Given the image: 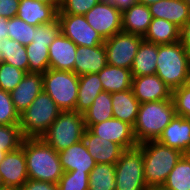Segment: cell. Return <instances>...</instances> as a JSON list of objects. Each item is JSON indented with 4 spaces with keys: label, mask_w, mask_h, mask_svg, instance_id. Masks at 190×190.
Returning <instances> with one entry per match:
<instances>
[{
    "label": "cell",
    "mask_w": 190,
    "mask_h": 190,
    "mask_svg": "<svg viewBox=\"0 0 190 190\" xmlns=\"http://www.w3.org/2000/svg\"><path fill=\"white\" fill-rule=\"evenodd\" d=\"M181 29L163 18H152L143 39L154 44H171L180 41Z\"/></svg>",
    "instance_id": "26"
},
{
    "label": "cell",
    "mask_w": 190,
    "mask_h": 190,
    "mask_svg": "<svg viewBox=\"0 0 190 190\" xmlns=\"http://www.w3.org/2000/svg\"><path fill=\"white\" fill-rule=\"evenodd\" d=\"M60 112L54 100L42 90L29 107L20 114L19 127L24 138H41Z\"/></svg>",
    "instance_id": "5"
},
{
    "label": "cell",
    "mask_w": 190,
    "mask_h": 190,
    "mask_svg": "<svg viewBox=\"0 0 190 190\" xmlns=\"http://www.w3.org/2000/svg\"><path fill=\"white\" fill-rule=\"evenodd\" d=\"M102 91L104 90L98 73L80 75L75 111L83 114Z\"/></svg>",
    "instance_id": "27"
},
{
    "label": "cell",
    "mask_w": 190,
    "mask_h": 190,
    "mask_svg": "<svg viewBox=\"0 0 190 190\" xmlns=\"http://www.w3.org/2000/svg\"><path fill=\"white\" fill-rule=\"evenodd\" d=\"M39 1L48 5H54L58 10L60 8V0H34Z\"/></svg>",
    "instance_id": "47"
},
{
    "label": "cell",
    "mask_w": 190,
    "mask_h": 190,
    "mask_svg": "<svg viewBox=\"0 0 190 190\" xmlns=\"http://www.w3.org/2000/svg\"><path fill=\"white\" fill-rule=\"evenodd\" d=\"M57 186L58 190H89V173L64 172Z\"/></svg>",
    "instance_id": "38"
},
{
    "label": "cell",
    "mask_w": 190,
    "mask_h": 190,
    "mask_svg": "<svg viewBox=\"0 0 190 190\" xmlns=\"http://www.w3.org/2000/svg\"><path fill=\"white\" fill-rule=\"evenodd\" d=\"M0 190H18V189L2 185L0 186Z\"/></svg>",
    "instance_id": "52"
},
{
    "label": "cell",
    "mask_w": 190,
    "mask_h": 190,
    "mask_svg": "<svg viewBox=\"0 0 190 190\" xmlns=\"http://www.w3.org/2000/svg\"><path fill=\"white\" fill-rule=\"evenodd\" d=\"M100 0H60L58 14L85 15Z\"/></svg>",
    "instance_id": "40"
},
{
    "label": "cell",
    "mask_w": 190,
    "mask_h": 190,
    "mask_svg": "<svg viewBox=\"0 0 190 190\" xmlns=\"http://www.w3.org/2000/svg\"><path fill=\"white\" fill-rule=\"evenodd\" d=\"M84 17L104 40L122 31V12L107 0H100Z\"/></svg>",
    "instance_id": "10"
},
{
    "label": "cell",
    "mask_w": 190,
    "mask_h": 190,
    "mask_svg": "<svg viewBox=\"0 0 190 190\" xmlns=\"http://www.w3.org/2000/svg\"><path fill=\"white\" fill-rule=\"evenodd\" d=\"M64 172L90 173L97 164L81 140L58 152Z\"/></svg>",
    "instance_id": "18"
},
{
    "label": "cell",
    "mask_w": 190,
    "mask_h": 190,
    "mask_svg": "<svg viewBox=\"0 0 190 190\" xmlns=\"http://www.w3.org/2000/svg\"><path fill=\"white\" fill-rule=\"evenodd\" d=\"M58 9L34 0H20L17 17L32 26H39L54 21L58 16Z\"/></svg>",
    "instance_id": "21"
},
{
    "label": "cell",
    "mask_w": 190,
    "mask_h": 190,
    "mask_svg": "<svg viewBox=\"0 0 190 190\" xmlns=\"http://www.w3.org/2000/svg\"><path fill=\"white\" fill-rule=\"evenodd\" d=\"M1 61L11 64L28 73V58L26 47L19 42L6 38L0 42Z\"/></svg>",
    "instance_id": "30"
},
{
    "label": "cell",
    "mask_w": 190,
    "mask_h": 190,
    "mask_svg": "<svg viewBox=\"0 0 190 190\" xmlns=\"http://www.w3.org/2000/svg\"><path fill=\"white\" fill-rule=\"evenodd\" d=\"M59 33L60 22L57 17L50 23L41 24L36 27L34 36L32 37V43L47 45L49 47Z\"/></svg>",
    "instance_id": "39"
},
{
    "label": "cell",
    "mask_w": 190,
    "mask_h": 190,
    "mask_svg": "<svg viewBox=\"0 0 190 190\" xmlns=\"http://www.w3.org/2000/svg\"><path fill=\"white\" fill-rule=\"evenodd\" d=\"M79 76L73 71L48 69L43 73V90L61 111H75Z\"/></svg>",
    "instance_id": "7"
},
{
    "label": "cell",
    "mask_w": 190,
    "mask_h": 190,
    "mask_svg": "<svg viewBox=\"0 0 190 190\" xmlns=\"http://www.w3.org/2000/svg\"><path fill=\"white\" fill-rule=\"evenodd\" d=\"M176 115L190 120V90L184 85L172 90Z\"/></svg>",
    "instance_id": "41"
},
{
    "label": "cell",
    "mask_w": 190,
    "mask_h": 190,
    "mask_svg": "<svg viewBox=\"0 0 190 190\" xmlns=\"http://www.w3.org/2000/svg\"><path fill=\"white\" fill-rule=\"evenodd\" d=\"M163 185L171 190H190V163L184 157L176 163Z\"/></svg>",
    "instance_id": "32"
},
{
    "label": "cell",
    "mask_w": 190,
    "mask_h": 190,
    "mask_svg": "<svg viewBox=\"0 0 190 190\" xmlns=\"http://www.w3.org/2000/svg\"><path fill=\"white\" fill-rule=\"evenodd\" d=\"M7 153L0 150V163Z\"/></svg>",
    "instance_id": "53"
},
{
    "label": "cell",
    "mask_w": 190,
    "mask_h": 190,
    "mask_svg": "<svg viewBox=\"0 0 190 190\" xmlns=\"http://www.w3.org/2000/svg\"><path fill=\"white\" fill-rule=\"evenodd\" d=\"M158 57V44L143 40L135 55L131 72L133 76L154 75L156 73V60Z\"/></svg>",
    "instance_id": "28"
},
{
    "label": "cell",
    "mask_w": 190,
    "mask_h": 190,
    "mask_svg": "<svg viewBox=\"0 0 190 190\" xmlns=\"http://www.w3.org/2000/svg\"><path fill=\"white\" fill-rule=\"evenodd\" d=\"M190 72V54L180 41L158 45L156 75L172 90L181 87Z\"/></svg>",
    "instance_id": "4"
},
{
    "label": "cell",
    "mask_w": 190,
    "mask_h": 190,
    "mask_svg": "<svg viewBox=\"0 0 190 190\" xmlns=\"http://www.w3.org/2000/svg\"><path fill=\"white\" fill-rule=\"evenodd\" d=\"M20 190H58L56 183L28 179Z\"/></svg>",
    "instance_id": "43"
},
{
    "label": "cell",
    "mask_w": 190,
    "mask_h": 190,
    "mask_svg": "<svg viewBox=\"0 0 190 190\" xmlns=\"http://www.w3.org/2000/svg\"><path fill=\"white\" fill-rule=\"evenodd\" d=\"M86 126L82 113L61 111L41 139L60 152L83 139Z\"/></svg>",
    "instance_id": "6"
},
{
    "label": "cell",
    "mask_w": 190,
    "mask_h": 190,
    "mask_svg": "<svg viewBox=\"0 0 190 190\" xmlns=\"http://www.w3.org/2000/svg\"><path fill=\"white\" fill-rule=\"evenodd\" d=\"M106 65L107 58L104 44L95 47H77L74 73L78 76L99 73Z\"/></svg>",
    "instance_id": "19"
},
{
    "label": "cell",
    "mask_w": 190,
    "mask_h": 190,
    "mask_svg": "<svg viewBox=\"0 0 190 190\" xmlns=\"http://www.w3.org/2000/svg\"><path fill=\"white\" fill-rule=\"evenodd\" d=\"M89 190H116L115 165L96 164L89 173Z\"/></svg>",
    "instance_id": "31"
},
{
    "label": "cell",
    "mask_w": 190,
    "mask_h": 190,
    "mask_svg": "<svg viewBox=\"0 0 190 190\" xmlns=\"http://www.w3.org/2000/svg\"><path fill=\"white\" fill-rule=\"evenodd\" d=\"M160 0H138L139 3H142L146 6H150L152 4H154L155 2H158Z\"/></svg>",
    "instance_id": "49"
},
{
    "label": "cell",
    "mask_w": 190,
    "mask_h": 190,
    "mask_svg": "<svg viewBox=\"0 0 190 190\" xmlns=\"http://www.w3.org/2000/svg\"><path fill=\"white\" fill-rule=\"evenodd\" d=\"M20 0H0V16L10 19L18 12Z\"/></svg>",
    "instance_id": "42"
},
{
    "label": "cell",
    "mask_w": 190,
    "mask_h": 190,
    "mask_svg": "<svg viewBox=\"0 0 190 190\" xmlns=\"http://www.w3.org/2000/svg\"><path fill=\"white\" fill-rule=\"evenodd\" d=\"M26 47L28 72L45 73L49 69V52L47 45L31 43Z\"/></svg>",
    "instance_id": "33"
},
{
    "label": "cell",
    "mask_w": 190,
    "mask_h": 190,
    "mask_svg": "<svg viewBox=\"0 0 190 190\" xmlns=\"http://www.w3.org/2000/svg\"><path fill=\"white\" fill-rule=\"evenodd\" d=\"M187 5L188 7L190 8V0H183Z\"/></svg>",
    "instance_id": "54"
},
{
    "label": "cell",
    "mask_w": 190,
    "mask_h": 190,
    "mask_svg": "<svg viewBox=\"0 0 190 190\" xmlns=\"http://www.w3.org/2000/svg\"><path fill=\"white\" fill-rule=\"evenodd\" d=\"M180 42L183 44V47L190 54V19L181 28V31H180Z\"/></svg>",
    "instance_id": "44"
},
{
    "label": "cell",
    "mask_w": 190,
    "mask_h": 190,
    "mask_svg": "<svg viewBox=\"0 0 190 190\" xmlns=\"http://www.w3.org/2000/svg\"><path fill=\"white\" fill-rule=\"evenodd\" d=\"M138 146L142 149L146 185H163L176 163L183 157V153L157 140Z\"/></svg>",
    "instance_id": "3"
},
{
    "label": "cell",
    "mask_w": 190,
    "mask_h": 190,
    "mask_svg": "<svg viewBox=\"0 0 190 190\" xmlns=\"http://www.w3.org/2000/svg\"><path fill=\"white\" fill-rule=\"evenodd\" d=\"M151 20L152 16L149 7L136 2L122 12V31L144 36Z\"/></svg>",
    "instance_id": "23"
},
{
    "label": "cell",
    "mask_w": 190,
    "mask_h": 190,
    "mask_svg": "<svg viewBox=\"0 0 190 190\" xmlns=\"http://www.w3.org/2000/svg\"><path fill=\"white\" fill-rule=\"evenodd\" d=\"M113 116L134 126L137 120L140 102L132 89L111 93Z\"/></svg>",
    "instance_id": "24"
},
{
    "label": "cell",
    "mask_w": 190,
    "mask_h": 190,
    "mask_svg": "<svg viewBox=\"0 0 190 190\" xmlns=\"http://www.w3.org/2000/svg\"><path fill=\"white\" fill-rule=\"evenodd\" d=\"M24 136L19 125H0V150L10 152L21 147Z\"/></svg>",
    "instance_id": "35"
},
{
    "label": "cell",
    "mask_w": 190,
    "mask_h": 190,
    "mask_svg": "<svg viewBox=\"0 0 190 190\" xmlns=\"http://www.w3.org/2000/svg\"><path fill=\"white\" fill-rule=\"evenodd\" d=\"M184 86H185L187 89L190 90V72L188 73V77H187V79H186V81H185Z\"/></svg>",
    "instance_id": "51"
},
{
    "label": "cell",
    "mask_w": 190,
    "mask_h": 190,
    "mask_svg": "<svg viewBox=\"0 0 190 190\" xmlns=\"http://www.w3.org/2000/svg\"><path fill=\"white\" fill-rule=\"evenodd\" d=\"M21 146L28 178L57 184L64 174L58 152L41 138H24Z\"/></svg>",
    "instance_id": "1"
},
{
    "label": "cell",
    "mask_w": 190,
    "mask_h": 190,
    "mask_svg": "<svg viewBox=\"0 0 190 190\" xmlns=\"http://www.w3.org/2000/svg\"><path fill=\"white\" fill-rule=\"evenodd\" d=\"M83 116L86 128L114 118L111 93L107 91L100 92L92 105L83 113Z\"/></svg>",
    "instance_id": "29"
},
{
    "label": "cell",
    "mask_w": 190,
    "mask_h": 190,
    "mask_svg": "<svg viewBox=\"0 0 190 190\" xmlns=\"http://www.w3.org/2000/svg\"><path fill=\"white\" fill-rule=\"evenodd\" d=\"M8 38L27 46L32 43L35 26L29 25L17 16L8 19Z\"/></svg>",
    "instance_id": "34"
},
{
    "label": "cell",
    "mask_w": 190,
    "mask_h": 190,
    "mask_svg": "<svg viewBox=\"0 0 190 190\" xmlns=\"http://www.w3.org/2000/svg\"><path fill=\"white\" fill-rule=\"evenodd\" d=\"M131 89L140 104L172 99V89L156 74L133 76Z\"/></svg>",
    "instance_id": "14"
},
{
    "label": "cell",
    "mask_w": 190,
    "mask_h": 190,
    "mask_svg": "<svg viewBox=\"0 0 190 190\" xmlns=\"http://www.w3.org/2000/svg\"><path fill=\"white\" fill-rule=\"evenodd\" d=\"M20 115L15 110L10 92L0 89V125H19Z\"/></svg>",
    "instance_id": "37"
},
{
    "label": "cell",
    "mask_w": 190,
    "mask_h": 190,
    "mask_svg": "<svg viewBox=\"0 0 190 190\" xmlns=\"http://www.w3.org/2000/svg\"><path fill=\"white\" fill-rule=\"evenodd\" d=\"M147 190H171L166 188L164 185H152L147 187Z\"/></svg>",
    "instance_id": "48"
},
{
    "label": "cell",
    "mask_w": 190,
    "mask_h": 190,
    "mask_svg": "<svg viewBox=\"0 0 190 190\" xmlns=\"http://www.w3.org/2000/svg\"><path fill=\"white\" fill-rule=\"evenodd\" d=\"M43 90V74L28 72L18 86L10 92L15 110L24 112Z\"/></svg>",
    "instance_id": "17"
},
{
    "label": "cell",
    "mask_w": 190,
    "mask_h": 190,
    "mask_svg": "<svg viewBox=\"0 0 190 190\" xmlns=\"http://www.w3.org/2000/svg\"><path fill=\"white\" fill-rule=\"evenodd\" d=\"M8 19L6 17L0 16V42L8 38Z\"/></svg>",
    "instance_id": "46"
},
{
    "label": "cell",
    "mask_w": 190,
    "mask_h": 190,
    "mask_svg": "<svg viewBox=\"0 0 190 190\" xmlns=\"http://www.w3.org/2000/svg\"><path fill=\"white\" fill-rule=\"evenodd\" d=\"M77 45L61 32L48 48L49 69L73 71Z\"/></svg>",
    "instance_id": "16"
},
{
    "label": "cell",
    "mask_w": 190,
    "mask_h": 190,
    "mask_svg": "<svg viewBox=\"0 0 190 190\" xmlns=\"http://www.w3.org/2000/svg\"><path fill=\"white\" fill-rule=\"evenodd\" d=\"M2 185L20 190L29 179L24 150L21 147L7 152L0 163Z\"/></svg>",
    "instance_id": "13"
},
{
    "label": "cell",
    "mask_w": 190,
    "mask_h": 190,
    "mask_svg": "<svg viewBox=\"0 0 190 190\" xmlns=\"http://www.w3.org/2000/svg\"><path fill=\"white\" fill-rule=\"evenodd\" d=\"M82 140L97 164L115 165L125 151L120 145L95 135L89 128L85 129Z\"/></svg>",
    "instance_id": "15"
},
{
    "label": "cell",
    "mask_w": 190,
    "mask_h": 190,
    "mask_svg": "<svg viewBox=\"0 0 190 190\" xmlns=\"http://www.w3.org/2000/svg\"><path fill=\"white\" fill-rule=\"evenodd\" d=\"M183 157L190 163V148L183 153Z\"/></svg>",
    "instance_id": "50"
},
{
    "label": "cell",
    "mask_w": 190,
    "mask_h": 190,
    "mask_svg": "<svg viewBox=\"0 0 190 190\" xmlns=\"http://www.w3.org/2000/svg\"><path fill=\"white\" fill-rule=\"evenodd\" d=\"M98 76L104 91L116 93L131 89L133 75L129 69L107 64Z\"/></svg>",
    "instance_id": "25"
},
{
    "label": "cell",
    "mask_w": 190,
    "mask_h": 190,
    "mask_svg": "<svg viewBox=\"0 0 190 190\" xmlns=\"http://www.w3.org/2000/svg\"><path fill=\"white\" fill-rule=\"evenodd\" d=\"M148 7L152 18H163L180 29L190 19V8L183 0H160Z\"/></svg>",
    "instance_id": "22"
},
{
    "label": "cell",
    "mask_w": 190,
    "mask_h": 190,
    "mask_svg": "<svg viewBox=\"0 0 190 190\" xmlns=\"http://www.w3.org/2000/svg\"><path fill=\"white\" fill-rule=\"evenodd\" d=\"M176 115L172 99L142 103L133 126L135 139L139 144L158 140L164 128Z\"/></svg>",
    "instance_id": "2"
},
{
    "label": "cell",
    "mask_w": 190,
    "mask_h": 190,
    "mask_svg": "<svg viewBox=\"0 0 190 190\" xmlns=\"http://www.w3.org/2000/svg\"><path fill=\"white\" fill-rule=\"evenodd\" d=\"M60 32L77 46L95 47L105 40L86 21L84 15L58 14Z\"/></svg>",
    "instance_id": "11"
},
{
    "label": "cell",
    "mask_w": 190,
    "mask_h": 190,
    "mask_svg": "<svg viewBox=\"0 0 190 190\" xmlns=\"http://www.w3.org/2000/svg\"><path fill=\"white\" fill-rule=\"evenodd\" d=\"M116 190H147L142 149L125 150L115 164Z\"/></svg>",
    "instance_id": "8"
},
{
    "label": "cell",
    "mask_w": 190,
    "mask_h": 190,
    "mask_svg": "<svg viewBox=\"0 0 190 190\" xmlns=\"http://www.w3.org/2000/svg\"><path fill=\"white\" fill-rule=\"evenodd\" d=\"M107 1L113 4L121 12L130 8L134 3L138 2V0H107Z\"/></svg>",
    "instance_id": "45"
},
{
    "label": "cell",
    "mask_w": 190,
    "mask_h": 190,
    "mask_svg": "<svg viewBox=\"0 0 190 190\" xmlns=\"http://www.w3.org/2000/svg\"><path fill=\"white\" fill-rule=\"evenodd\" d=\"M26 72L11 64L0 62V89L11 92L21 82Z\"/></svg>",
    "instance_id": "36"
},
{
    "label": "cell",
    "mask_w": 190,
    "mask_h": 190,
    "mask_svg": "<svg viewBox=\"0 0 190 190\" xmlns=\"http://www.w3.org/2000/svg\"><path fill=\"white\" fill-rule=\"evenodd\" d=\"M143 36L118 32L105 40L107 64L131 70Z\"/></svg>",
    "instance_id": "9"
},
{
    "label": "cell",
    "mask_w": 190,
    "mask_h": 190,
    "mask_svg": "<svg viewBox=\"0 0 190 190\" xmlns=\"http://www.w3.org/2000/svg\"><path fill=\"white\" fill-rule=\"evenodd\" d=\"M157 141L184 153L190 148V120L175 115Z\"/></svg>",
    "instance_id": "20"
},
{
    "label": "cell",
    "mask_w": 190,
    "mask_h": 190,
    "mask_svg": "<svg viewBox=\"0 0 190 190\" xmlns=\"http://www.w3.org/2000/svg\"><path fill=\"white\" fill-rule=\"evenodd\" d=\"M95 135L120 145L124 150L136 148L138 143L133 126L127 122L112 118L89 128Z\"/></svg>",
    "instance_id": "12"
}]
</instances>
